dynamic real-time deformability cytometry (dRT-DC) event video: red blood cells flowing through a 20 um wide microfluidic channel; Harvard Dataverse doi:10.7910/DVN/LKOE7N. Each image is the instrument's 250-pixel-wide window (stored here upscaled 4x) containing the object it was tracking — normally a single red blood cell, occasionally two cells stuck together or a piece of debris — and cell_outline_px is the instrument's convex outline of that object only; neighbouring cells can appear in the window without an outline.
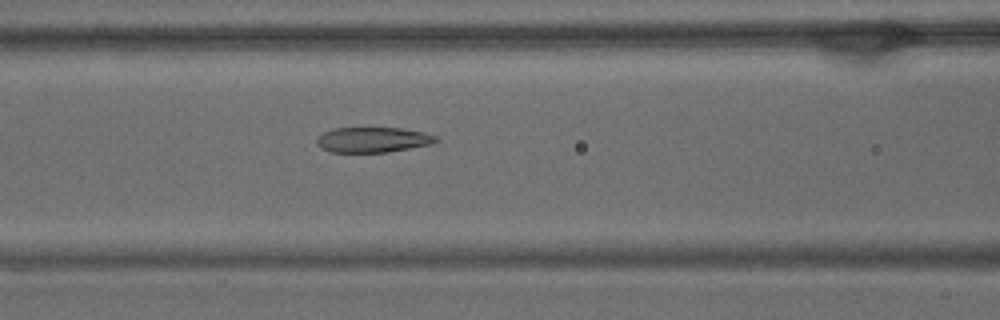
{"species": "common noctule bat (a hibernating species)", "species_latin": "Nyctalus noctula", "temperature_condition": "warm", "stored_images_in_passage": 56, "camera_frame_rate_fps": 3000, "um_per_image_px": 0.085, "animal": {"sex": "male", "body_mass_g": 15.6}, "frame": {"image": 1, "passage_image": 23, "time_ms": 7.333, "image_size_px": [1000, 320], "cell_outline_px": [[440, 140], [432, 144], [388, 152], [332, 152], [320, 148], [316, 144], [316, 140], [324, 132], [332, 128], [400, 128], [424, 132], [436, 136]], "centroid_in_image_um": [31.7, 11.88], "position_along_channel_um": 134.9, "area_um2": 17.57}}
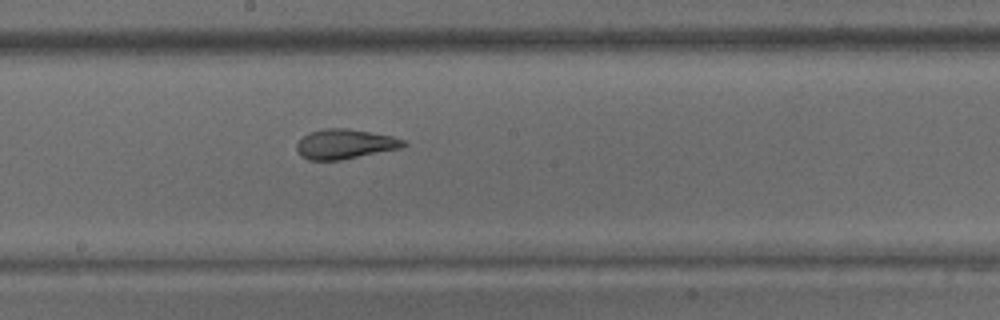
{"frame": {"image": 2, "passage_image": 30, "time_ms": 9.667, "image_size_px": [1000, 320], "cell_outline_px": [[408, 144], [400, 148], [340, 160], [308, 160], [300, 156], [296, 148], [296, 144], [308, 132], [324, 128], [348, 128], [392, 136], [404, 140]], "centroid_in_image_um": [29.29, 12.24], "position_along_channel_um": 218.9, "area_um2": 18.5}}
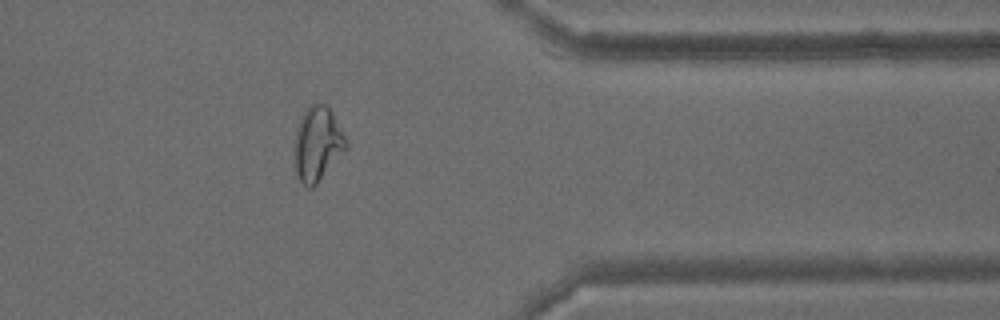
{"frame": {"image": 3, "passage_image": 45, "time_ms": 14.667, "image_size_px": [1000, 320], "cell_outline_px": [[348, 148], [316, 184], [312, 188], [308, 188], [300, 180], [296, 172], [292, 152], [292, 148], [296, 128], [300, 116], [312, 104], [328, 104], [348, 144]], "centroid_in_image_um": [26.95, 12.23], "position_along_channel_um": 384.5, "area_um2": 22.6}, "authors_computed_cell_mechanics": {"area_um2": 21.8773, "velocity_mm_per_s": 3.5997, "shape_relaxation_time_tau1_ms": null, "shape_relaxation_time_tau2_ms": 1.859, "deformation_change_tau1": null, "deformation_change_tau2": 0.0956}}